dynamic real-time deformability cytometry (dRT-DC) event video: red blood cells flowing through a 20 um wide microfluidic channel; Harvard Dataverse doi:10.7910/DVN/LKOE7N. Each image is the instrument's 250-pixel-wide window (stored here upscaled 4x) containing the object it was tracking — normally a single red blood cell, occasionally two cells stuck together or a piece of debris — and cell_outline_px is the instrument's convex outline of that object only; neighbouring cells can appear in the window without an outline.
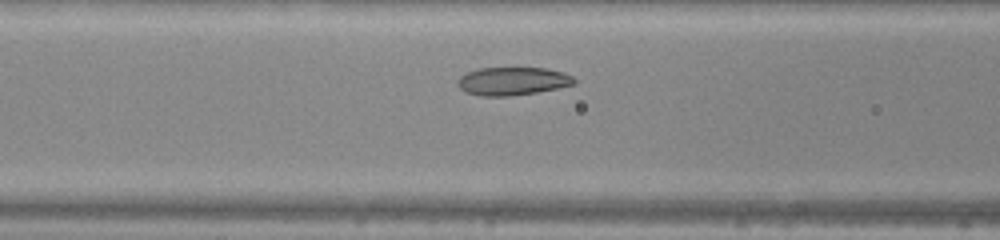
{"species": "common noctule bat (a hibernating species)", "species_latin": "Nyctalus noctula", "temperature_condition": "warm", "stored_images_in_passage": 29, "camera_frame_rate_fps": 3000, "um_per_image_px": 0.085, "animal": {"sex": "male", "body_mass_g": 20.0, "forearm_length_mm": 53.3}, "frame": {"image": 1, "passage_image": 9, "time_ms": 2.667, "image_size_px": [1000, 240], "cell_outline_px": [[576, 84], [536, 92], [508, 96], [480, 96], [464, 92], [460, 88], [456, 80], [460, 76], [468, 72], [480, 68], [548, 68], [564, 72], [572, 76], [576, 80]], "centroid_in_image_um": [43.57, 6.89], "position_along_channel_um": 123.0, "area_um2": 19.13}}
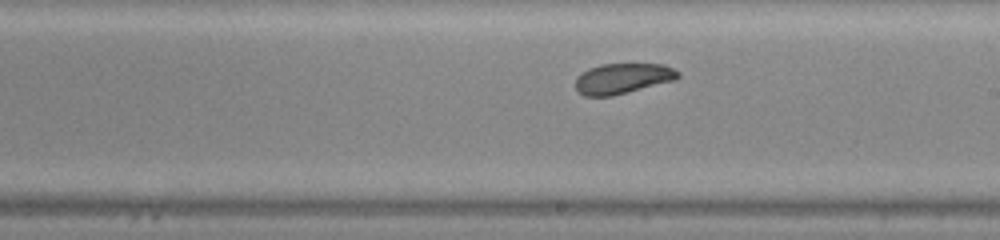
{"frame": {"image": 2, "passage_image": 17, "time_ms": 5.333, "image_size_px": [1000, 240], "cell_outline_px": [[680, 76], [676, 80], [612, 96], [584, 96], [576, 88], [576, 76], [588, 68], [600, 64], [664, 64], [680, 72]], "centroid_in_image_um": [52.93, 6.66], "position_along_channel_um": 236.1, "area_um2": 18.26}}
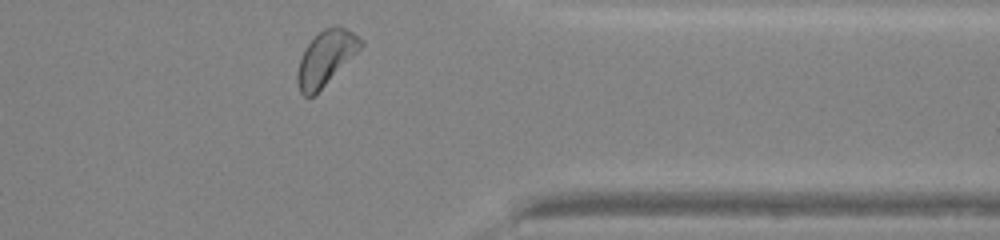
{"frame": {"image": 3, "passage_image": 28, "time_ms": 9.0, "image_size_px": [1000, 240], "cell_outline_px": [[364, 44], [312, 96], [304, 96], [300, 92], [296, 80], [296, 72], [304, 48], [324, 28], [336, 24], [340, 24], [364, 40]], "centroid_in_image_um": [27.67, 4.87], "position_along_channel_um": 383.7, "area_um2": 19.59}, "authors_computed_cell_mechanics": {"area_um2": 19.1318, "velocity_mm_per_s": 4.256, "shape_relaxation_time_tau1_ms": 2.9575, "shape_relaxation_time_tau2_ms": 7.8444, "deformation_change_tau1": 0.0816, "deformation_change_tau2": 0.1027}}